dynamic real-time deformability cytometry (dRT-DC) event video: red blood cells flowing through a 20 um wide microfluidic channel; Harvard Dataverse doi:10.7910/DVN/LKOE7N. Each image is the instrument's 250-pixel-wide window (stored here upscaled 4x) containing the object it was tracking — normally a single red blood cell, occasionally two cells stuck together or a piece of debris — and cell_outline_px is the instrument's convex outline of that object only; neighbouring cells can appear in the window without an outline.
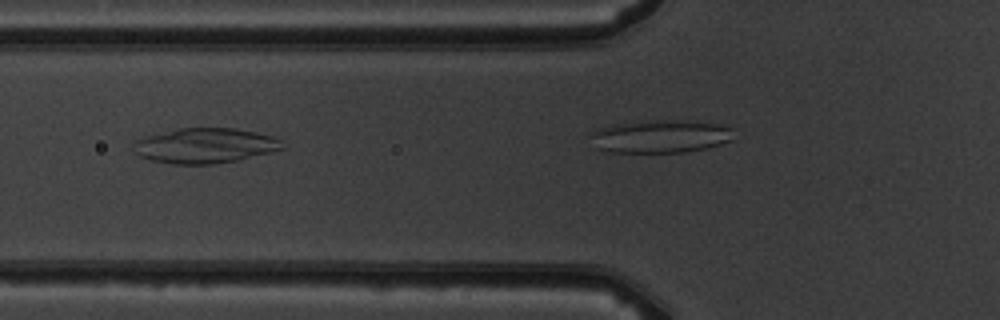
{"species": "common noctule bat (a hibernating species)", "species_latin": "Nyctalus noctula", "temperature_condition": "warm", "stored_images_in_passage": 10, "camera_frame_rate_fps": 3000, "um_per_image_px": 0.085, "animal": {"sex": "male", "body_mass_g": 19.5, "forearm_length_mm": 54.6}, "frame": {"image": 1, "passage_image": 5, "time_ms": 5.333, "image_size_px": [1000, 320], "cell_outline_px": [[284, 148], [236, 160], [212, 164], [172, 164], [152, 160], [140, 156], [132, 148], [132, 144], [136, 140], [148, 136], [180, 128], [232, 128], [256, 132], [272, 136], [280, 140]], "centroid_in_image_um": [17.39, 12.38], "position_along_channel_um": 108.4, "area_um2": 29.94}}
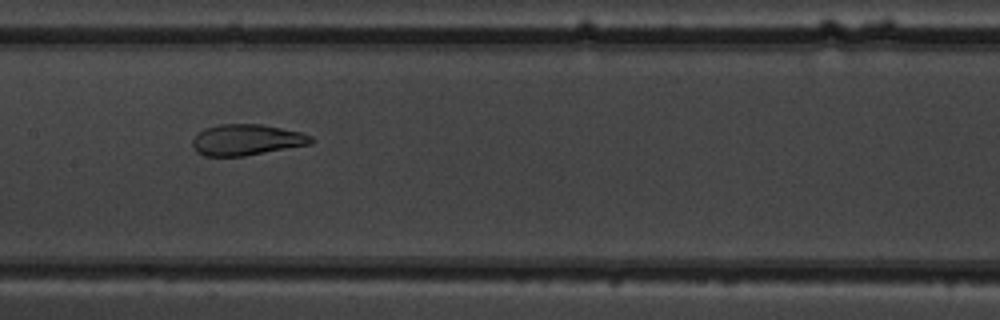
{"frame": {"image": 2, "passage_image": 7, "time_ms": 8.333, "image_size_px": [1000, 320], "cell_outline_px": [[316, 140], [312, 144], [244, 156], [204, 156], [196, 152], [192, 148], [192, 140], [204, 128], [220, 124], [260, 124], [300, 132], [312, 136]], "centroid_in_image_um": [20.96, 11.89], "position_along_channel_um": 186.4, "area_um2": 21.5}}
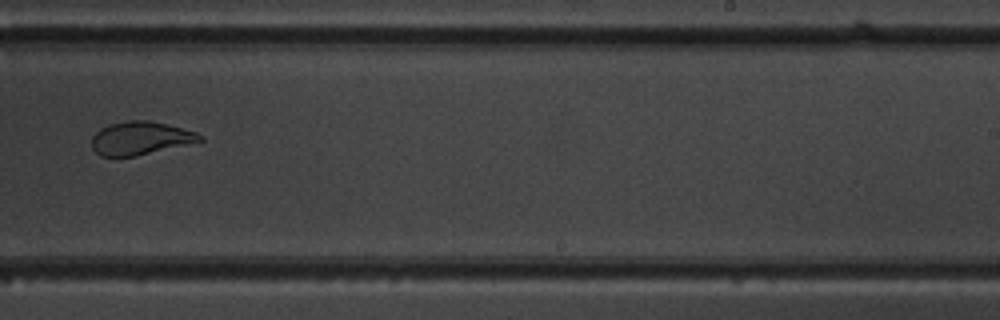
{"frame": {"image": 3, "passage_image": 9, "time_ms": 10.667, "image_size_px": [1000, 320], "cell_outline_px": [[204, 140], [136, 156], [100, 156], [92, 148], [92, 136], [100, 128], [108, 124], [128, 120], [148, 120], [168, 124], [196, 132], [204, 136]], "centroid_in_image_um": [11.92, 11.73], "position_along_channel_um": 277.1, "area_um2": 20.92}}